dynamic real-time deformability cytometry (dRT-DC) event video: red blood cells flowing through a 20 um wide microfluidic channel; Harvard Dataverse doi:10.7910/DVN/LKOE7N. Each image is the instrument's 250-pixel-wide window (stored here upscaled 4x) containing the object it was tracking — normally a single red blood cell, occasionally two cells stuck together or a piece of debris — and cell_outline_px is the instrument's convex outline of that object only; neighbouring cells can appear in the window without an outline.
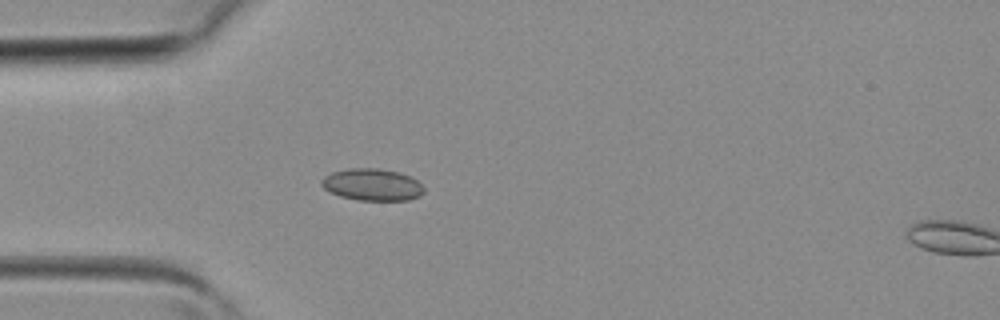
{"species": "common noctule bat (a hibernating species)", "species_latin": "Nyctalus noctula", "temperature_condition": "room temperature", "stored_images_in_passage": 5, "camera_frame_rate_fps": 3000, "um_per_image_px": 0.085, "animal": {"sex": "female", "body_mass_g": 19.3, "forearm_length_mm": 54.1}, "frame": {"image": 1, "passage_image": 4, "time_ms": 1.0, "image_size_px": [1000, 320], "cell_outline_px": [[424, 192], [420, 196], [408, 200], [356, 200], [340, 196], [324, 188], [320, 184], [320, 180], [324, 176], [332, 172], [348, 168], [376, 168], [400, 172], [412, 176], [424, 188]], "centroid_in_image_um": [31.64, 15.69], "position_along_channel_um": 53.4, "area_um2": 19.19}}